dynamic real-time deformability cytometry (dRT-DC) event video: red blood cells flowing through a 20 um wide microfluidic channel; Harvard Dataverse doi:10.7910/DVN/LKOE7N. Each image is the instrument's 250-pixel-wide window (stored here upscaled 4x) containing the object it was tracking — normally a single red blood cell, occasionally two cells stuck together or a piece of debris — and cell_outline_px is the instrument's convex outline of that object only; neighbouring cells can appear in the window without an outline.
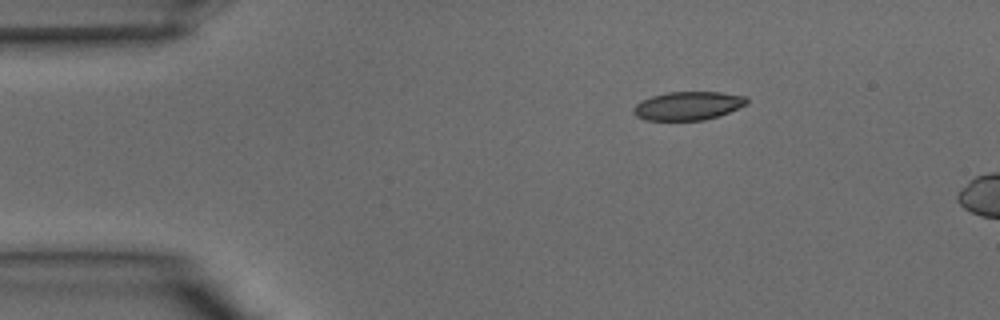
{"species": "common noctule bat (a hibernating species)", "species_latin": "Nyctalus noctula", "temperature_condition": "warm", "stored_images_in_passage": 6, "camera_frame_rate_fps": 3000, "um_per_image_px": 0.085, "animal": {"sex": "male", "body_mass_g": 15.6}, "frame": {"image": 1, "passage_image": 1, "time_ms": 0.0, "image_size_px": [1000, 320], "cell_outline_px": [[748, 104], [728, 112], [704, 120], [644, 120], [636, 116], [632, 112], [632, 108], [640, 100], [652, 96], [668, 92], [720, 92], [744, 96], [748, 100]], "centroid_in_image_um": [58.44, 8.99], "position_along_channel_um": 26.6, "area_um2": 18.79}}